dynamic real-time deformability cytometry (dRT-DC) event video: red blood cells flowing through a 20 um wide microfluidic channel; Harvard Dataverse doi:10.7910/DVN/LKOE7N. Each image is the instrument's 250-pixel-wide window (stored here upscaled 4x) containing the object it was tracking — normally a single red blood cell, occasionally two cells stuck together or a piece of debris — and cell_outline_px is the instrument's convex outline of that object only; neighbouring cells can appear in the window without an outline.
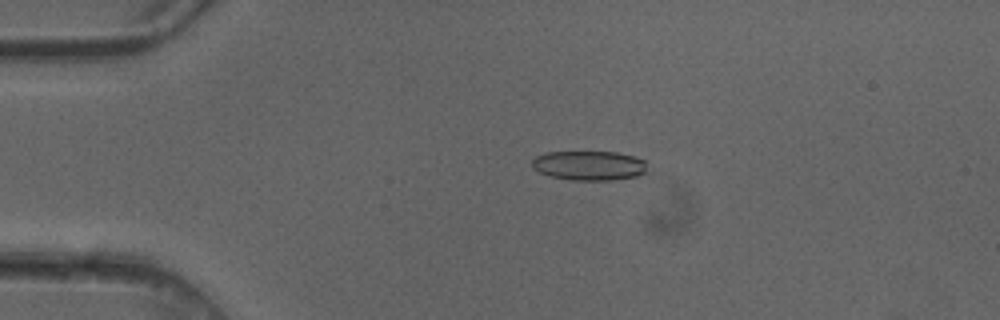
{"species": "common noctule bat (a hibernating species)", "species_latin": "Nyctalus noctula", "temperature_condition": "cold", "stored_images_in_passage": 4, "camera_frame_rate_fps": 3000, "um_per_image_px": 0.085, "animal": {"sex": "female"}, "frame": {"image": 1, "passage_image": 3, "time_ms": 0.667, "image_size_px": [1000, 320], "cell_outline_px": [[644, 172], [636, 176], [612, 180], [572, 180], [548, 176], [532, 168], [532, 160], [536, 156], [548, 152], [616, 152], [636, 156], [644, 160]], "centroid_in_image_um": [50.03, 14.07], "position_along_channel_um": 35.0, "area_um2": 19.71}}